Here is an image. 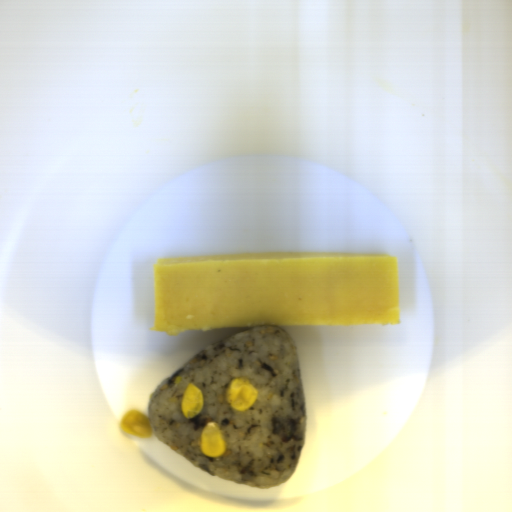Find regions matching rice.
Here are the masks:
<instances>
[{
  "instance_id": "rice-1",
  "label": "rice",
  "mask_w": 512,
  "mask_h": 512,
  "mask_svg": "<svg viewBox=\"0 0 512 512\" xmlns=\"http://www.w3.org/2000/svg\"><path fill=\"white\" fill-rule=\"evenodd\" d=\"M247 376L259 397L245 411L225 401L231 377ZM204 394L193 418L180 411L187 382ZM151 431L172 451L224 482L273 489L289 481L306 442L307 404L297 346L278 325L256 326L204 348L164 377L148 399ZM221 425L227 448L209 458L199 447L207 421Z\"/></svg>"
}]
</instances>
